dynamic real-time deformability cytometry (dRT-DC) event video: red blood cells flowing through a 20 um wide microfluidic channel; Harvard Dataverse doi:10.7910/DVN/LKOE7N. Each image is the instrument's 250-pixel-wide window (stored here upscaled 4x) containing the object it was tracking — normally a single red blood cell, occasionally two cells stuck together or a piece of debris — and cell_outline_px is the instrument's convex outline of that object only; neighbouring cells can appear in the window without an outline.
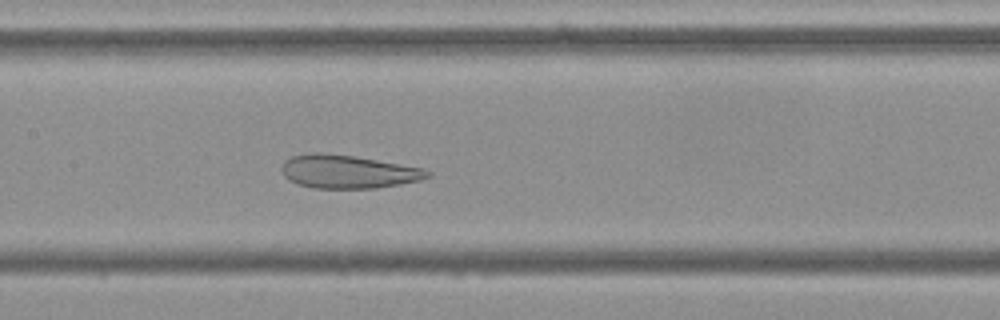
{"species": "Egyptian fruit bat (a non-hibernating species)", "species_latin": "Rousettus aegyptiacus", "temperature_condition": "cold", "stored_images_in_passage": 47, "camera_frame_rate_fps": 3000, "um_per_image_px": 0.085, "frame": {"image": 1, "passage_image": 19, "time_ms": 6.0, "image_size_px": [1000, 320], "cell_outline_px": [[432, 176], [420, 180], [400, 184], [376, 188], [312, 188], [296, 184], [288, 180], [284, 176], [280, 168], [284, 160], [292, 156], [308, 152], [320, 152], [352, 156], [424, 168], [432, 172]], "centroid_in_image_um": [29.54, 14.59], "position_along_channel_um": 177.9, "area_um2": 28.5}}
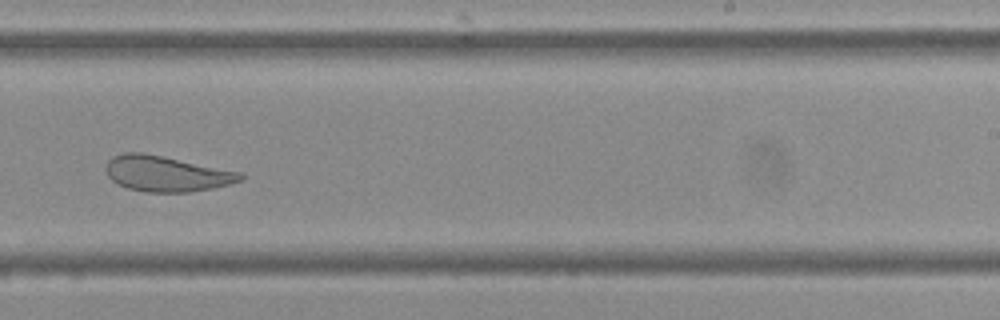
{"frame": {"image": 2, "passage_image": 27, "time_ms": 8.667, "image_size_px": [1000, 320], "cell_outline_px": [[244, 180], [212, 188], [188, 192], [144, 192], [128, 188], [112, 180], [108, 176], [108, 160], [112, 156], [124, 152], [140, 152], [244, 172]], "centroid_in_image_um": [14.19, 14.76], "position_along_channel_um": 274.8, "area_um2": 27.69}}
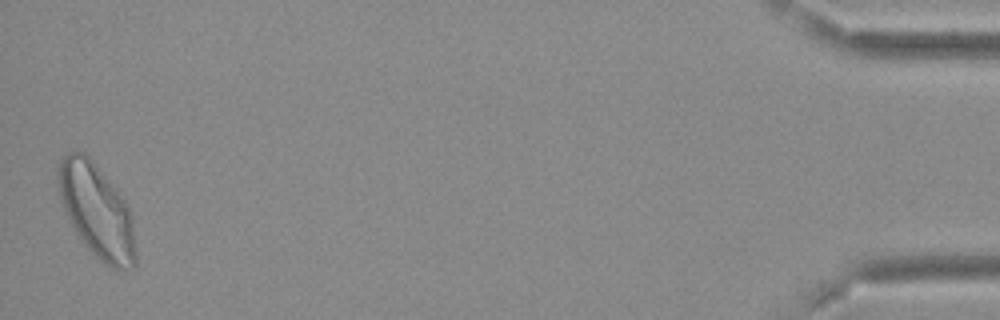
{"frame": {"image": 3, "passage_image": 47, "time_ms": 15.333, "image_size_px": [1000, 320], "cell_outline_px": [[136, 264], [132, 268], [112, 268], [104, 264], [80, 240], [60, 200], [56, 180], [56, 168], [60, 156], [68, 152], [84, 152], [92, 160], [124, 200], [128, 208], [132, 220], [136, 248]], "centroid_in_image_um": [8.18, 17.9], "position_along_channel_um": 427.0, "area_um2": 42.14}}